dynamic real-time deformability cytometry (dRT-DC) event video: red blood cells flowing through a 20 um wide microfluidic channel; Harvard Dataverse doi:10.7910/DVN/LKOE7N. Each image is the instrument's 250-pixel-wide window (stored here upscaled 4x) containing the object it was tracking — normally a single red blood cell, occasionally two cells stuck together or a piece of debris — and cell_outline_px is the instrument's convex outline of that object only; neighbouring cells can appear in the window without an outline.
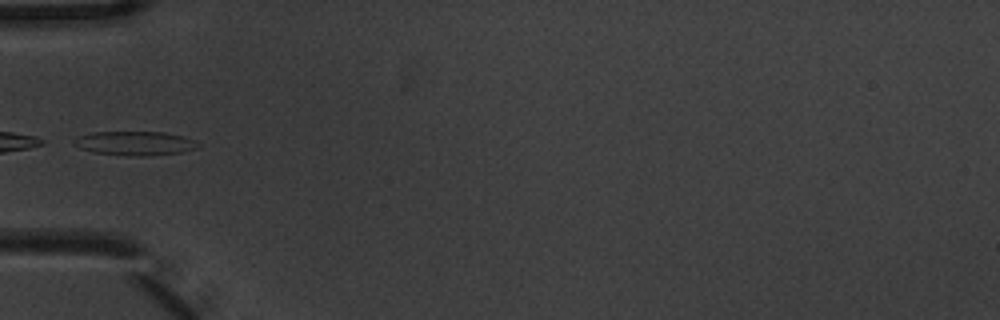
{"species": "common noctule bat (a hibernating species)", "species_latin": "Nyctalus noctula", "temperature_condition": "warm", "stored_images_in_passage": 6, "camera_frame_rate_fps": 3000, "um_per_image_px": 0.085, "animal": {"sex": "male", "body_mass_g": 20.1, "forearm_length_mm": 53.5}, "frame": {"image": 1, "passage_image": 6, "time_ms": 1.667, "image_size_px": [1000, 320], "cell_outline_px": [[200, 144], [196, 148], [180, 152], [144, 156], [132, 156], [92, 152], [80, 148], [72, 144], [72, 140], [76, 136], [92, 132], [164, 132], [184, 136]], "centroid_in_image_um": [11.39, 12.17], "position_along_channel_um": 73.6, "area_um2": 17.4}}